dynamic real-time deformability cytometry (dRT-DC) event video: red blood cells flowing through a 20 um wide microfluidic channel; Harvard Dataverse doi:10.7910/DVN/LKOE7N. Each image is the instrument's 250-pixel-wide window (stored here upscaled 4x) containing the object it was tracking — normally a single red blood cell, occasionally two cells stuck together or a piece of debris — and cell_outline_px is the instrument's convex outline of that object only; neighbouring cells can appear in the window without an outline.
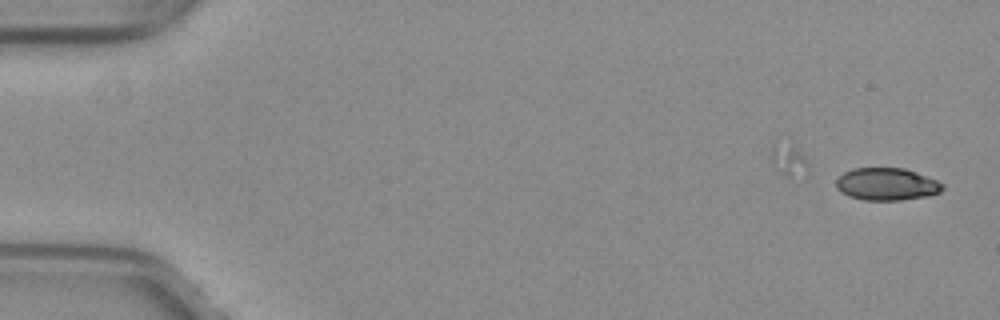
{"species": "common noctule bat (a hibernating species)", "species_latin": "Nyctalus noctula", "temperature_condition": "warm", "stored_images_in_passage": 50, "camera_frame_rate_fps": 3000, "um_per_image_px": 0.085, "animal": {"sex": "female", "body_mass_g": 29.2, "forearm_length_mm": 56.3}, "frame": {"image": 1, "passage_image": 1, "time_ms": 0.0, "image_size_px": [1000, 320], "cell_outline_px": [[944, 188], [940, 192], [928, 196], [900, 200], [864, 200], [848, 196], [836, 188], [836, 180], [844, 172], [852, 168], [904, 168], [916, 172], [936, 180], [944, 184]], "centroid_in_image_um": [75.37, 15.65], "position_along_channel_um": 9.6, "area_um2": 20.11}}
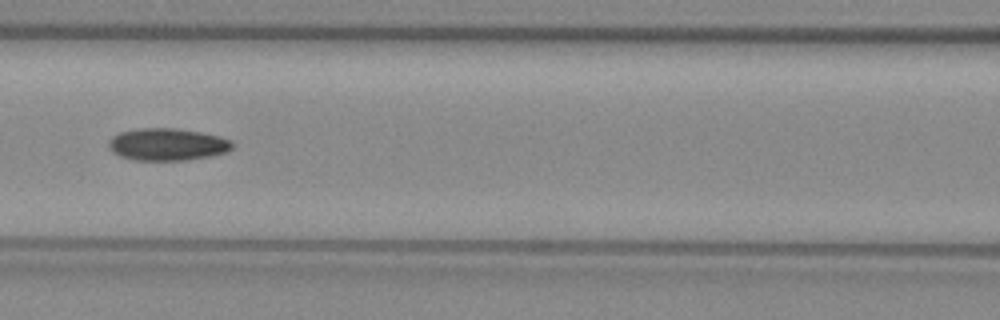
{"frame": {"image": 2, "passage_image": 23, "time_ms": 7.333, "image_size_px": [1000, 320], "cell_outline_px": [[232, 148], [228, 152], [212, 156], [184, 160], [136, 160], [120, 156], [112, 152], [108, 144], [108, 140], [112, 136], [120, 132], [136, 128], [176, 128], [200, 132], [220, 136], [232, 140]], "centroid_in_image_um": [14.23, 12.27], "position_along_channel_um": 152.4, "area_um2": 23.41}}
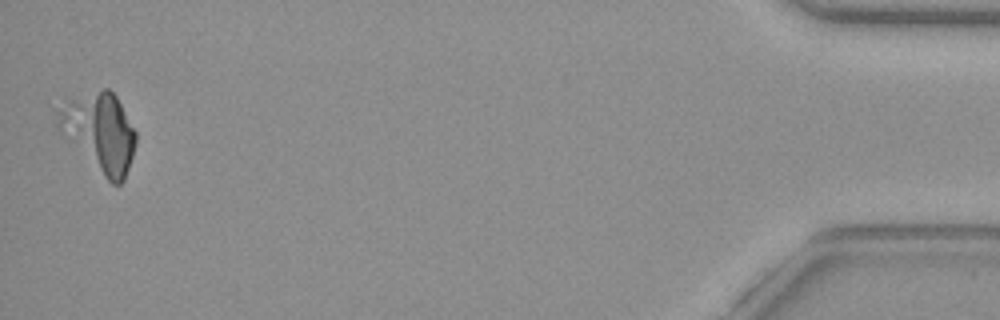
{"frame": {"image": 3, "passage_image": 50, "time_ms": 16.333, "image_size_px": [1000, 320], "cell_outline_px": [[136, 140], [132, 156], [124, 180], [120, 184], [112, 184], [104, 176], [56, 124], [56, 112], [68, 100], [104, 88], [108, 88], [116, 96], [136, 132]], "centroid_in_image_um": [8.51, 11.21], "position_along_channel_um": 426.7, "area_um2": 34.33}, "authors_computed_cell_mechanics": {"area_um2": 22.3108, "velocity_mm_per_s": 4.0364, "shape_relaxation_time_tau1_ms": null, "shape_relaxation_time_tau2_ms": 9.1079, "deformation_change_tau1": null, "deformation_change_tau2": 0.1353}}